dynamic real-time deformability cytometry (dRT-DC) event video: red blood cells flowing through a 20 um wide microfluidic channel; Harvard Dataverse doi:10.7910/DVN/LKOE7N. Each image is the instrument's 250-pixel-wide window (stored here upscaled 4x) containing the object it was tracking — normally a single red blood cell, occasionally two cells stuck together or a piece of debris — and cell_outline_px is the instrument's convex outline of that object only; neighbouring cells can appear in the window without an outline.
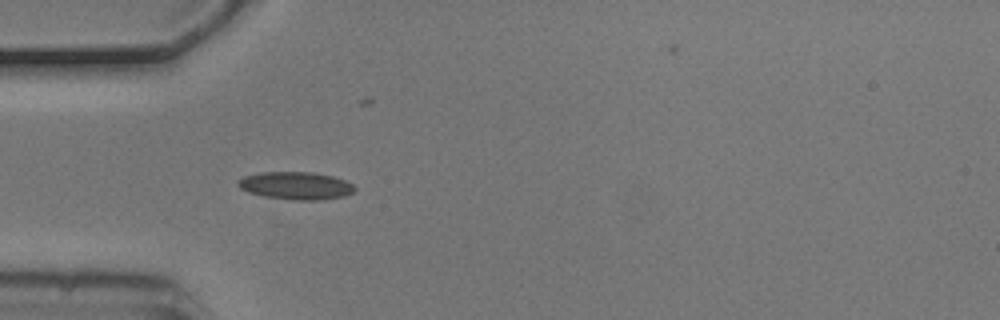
{"species": "common noctule bat (a hibernating species)", "species_latin": "Nyctalus noctula", "temperature_condition": "cold", "stored_images_in_passage": 3, "camera_frame_rate_fps": 3000, "um_per_image_px": 0.085, "animal": {"sex": "male", "body_mass_g": 20.5, "forearm_length_mm": 52.5}, "frame": {"image": 1, "passage_image": 2, "time_ms": 0.333, "image_size_px": [1000, 320], "cell_outline_px": [[356, 188], [352, 192], [344, 196], [324, 200], [292, 200], [264, 196], [248, 192], [240, 188], [236, 184], [236, 180], [244, 176], [260, 172], [312, 172], [332, 176], [344, 180], [352, 184]], "centroid_in_image_um": [25.12, 15.78], "position_along_channel_um": 59.9, "area_um2": 18.9}}
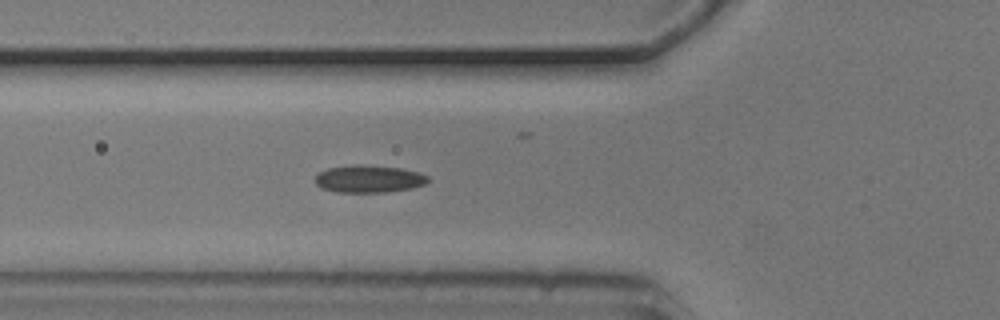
{"frame": {"image": 2, "passage_image": 3, "time_ms": 0.667, "image_size_px": [1000, 320], "cell_outline_px": [[428, 180], [424, 184], [412, 188], [384, 192], [336, 192], [320, 188], [316, 184], [316, 176], [320, 172], [328, 168], [352, 164], [364, 164], [400, 168], [420, 172], [428, 176]], "centroid_in_image_um": [31.34, 15.19], "position_along_channel_um": 94.5, "area_um2": 18.09}}